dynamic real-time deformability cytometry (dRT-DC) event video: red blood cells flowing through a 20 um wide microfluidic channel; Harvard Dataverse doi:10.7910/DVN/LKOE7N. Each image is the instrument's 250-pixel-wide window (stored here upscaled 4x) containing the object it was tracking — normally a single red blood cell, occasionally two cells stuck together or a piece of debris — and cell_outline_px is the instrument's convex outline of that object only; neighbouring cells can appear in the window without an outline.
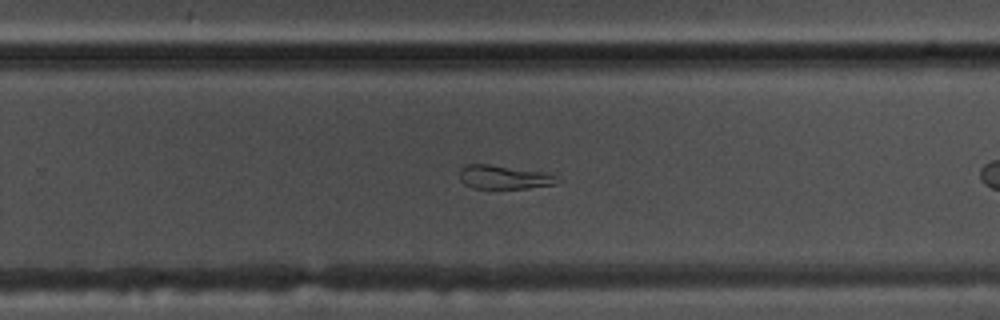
{"species": "common noctule bat (a hibernating species)", "species_latin": "Nyctalus noctula", "temperature_condition": "warm", "stored_images_in_passage": 20, "camera_frame_rate_fps": 3000, "um_per_image_px": 0.085, "animal": {"sex": "male", "body_mass_g": 17.5, "forearm_length_mm": 52.3}, "frame": {"image": 1, "passage_image": 15, "time_ms": 4.667, "image_size_px": [1000, 320], "cell_outline_px": [[564, 180], [556, 184], [528, 188], [472, 188], [464, 184], [460, 180], [460, 168], [464, 164], [488, 164], [540, 172], [556, 176]], "centroid_in_image_um": [42.82, 15.06], "position_along_channel_um": 287.0, "area_um2": 13.47}}